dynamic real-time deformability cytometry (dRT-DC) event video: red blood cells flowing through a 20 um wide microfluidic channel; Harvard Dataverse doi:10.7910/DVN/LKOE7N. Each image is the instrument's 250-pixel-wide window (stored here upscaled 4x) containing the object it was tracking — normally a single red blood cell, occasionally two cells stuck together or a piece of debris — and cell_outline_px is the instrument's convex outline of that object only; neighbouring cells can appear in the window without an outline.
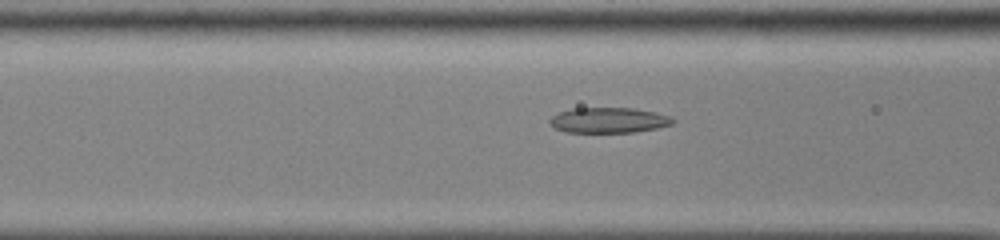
{"species": "common noctule bat (a hibernating species)", "species_latin": "Nyctalus noctula", "temperature_condition": "cold", "stored_images_in_passage": 55, "camera_frame_rate_fps": 3000, "um_per_image_px": 0.085, "animal": {"sex": "male", "body_mass_g": 13.0, "forearm_length_mm": 53.1}, "frame": {"image": 1, "passage_image": 24, "time_ms": 7.667, "image_size_px": [1000, 240], "cell_outline_px": [[676, 120], [672, 124], [656, 128], [636, 132], [564, 132], [556, 128], [548, 120], [552, 116], [560, 112], [572, 108], [632, 108], [656, 112], [668, 116]], "centroid_in_image_um": [51.74, 10.22], "position_along_channel_um": 114.9, "area_um2": 18.09}}
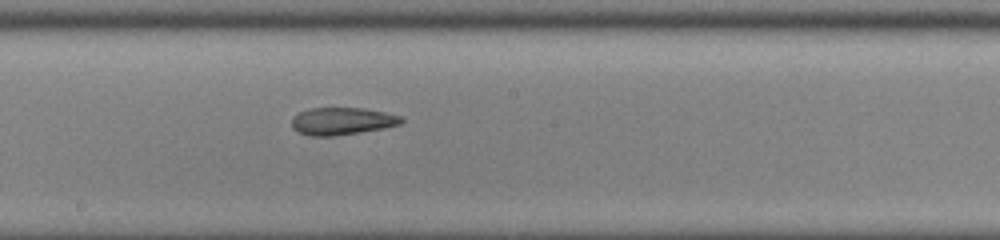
{"frame": {"image": 2, "passage_image": 32, "time_ms": 10.333, "image_size_px": [1000, 240], "cell_outline_px": [[404, 120], [400, 124], [384, 128], [360, 132], [332, 136], [312, 136], [296, 132], [292, 128], [292, 116], [308, 108], [364, 108], [404, 116]], "centroid_in_image_um": [29.07, 10.29], "position_along_channel_um": 219.1, "area_um2": 17.63}}
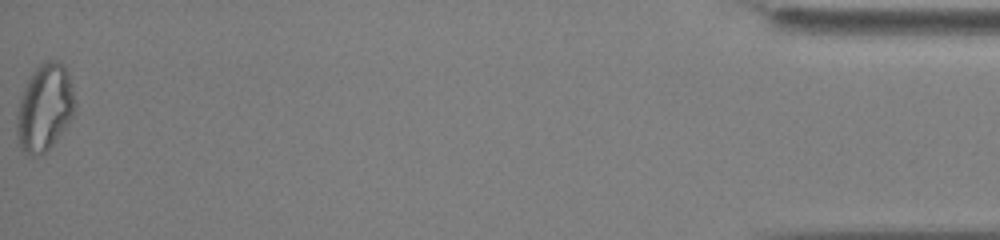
{"frame": {"image": 3, "passage_image": 55, "time_ms": 18.0, "image_size_px": [1000, 240], "cell_outline_px": [[76, 112], [52, 144], [44, 152], [36, 156], [32, 156], [24, 152], [20, 148], [16, 132], [16, 116], [20, 100], [24, 88], [32, 72], [44, 60], [56, 60], [64, 64], [68, 72], [76, 104]], "centroid_in_image_um": [3.79, 9.13], "position_along_channel_um": 431.4, "area_um2": 29.42}, "authors_computed_cell_mechanics": {"area_um2": 20.9236, "velocity_mm_per_s": 3.9062, "shape_relaxation_time_tau1_ms": null, "shape_relaxation_time_tau2_ms": 2.3487, "deformation_change_tau1": null, "deformation_change_tau2": 0.0987}}